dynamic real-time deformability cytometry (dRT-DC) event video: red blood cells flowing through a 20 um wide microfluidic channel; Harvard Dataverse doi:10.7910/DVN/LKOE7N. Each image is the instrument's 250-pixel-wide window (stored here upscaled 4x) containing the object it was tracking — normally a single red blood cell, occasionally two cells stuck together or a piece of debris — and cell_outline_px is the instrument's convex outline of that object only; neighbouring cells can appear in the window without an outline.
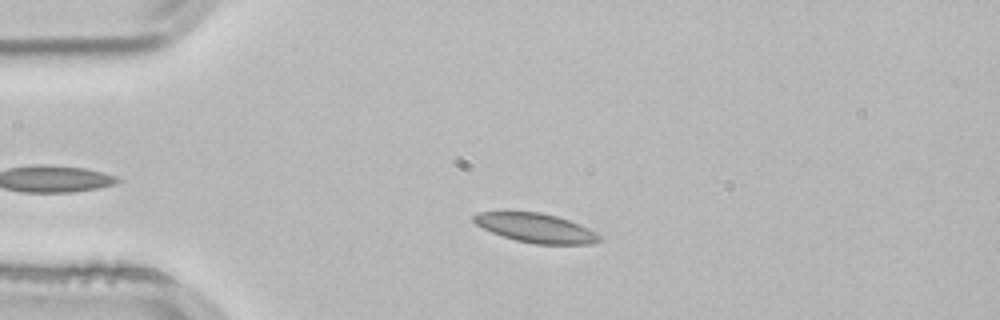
{"species": "common noctule bat (a hibernating species)", "species_latin": "Nyctalus noctula", "temperature_condition": "room temperature", "stored_images_in_passage": 41, "camera_frame_rate_fps": 3000, "um_per_image_px": 0.085, "animal": {"sex": "male", "body_mass_g": 21.5, "forearm_length_mm": 52.0}, "frame": {"image": 1, "passage_image": 6, "time_ms": 1.667, "image_size_px": [1000, 320], "cell_outline_px": [[604, 240], [588, 244], [536, 244], [516, 240], [492, 232], [476, 224], [472, 220], [472, 216], [480, 212], [540, 212], [556, 216], [580, 224], [596, 232]], "centroid_in_image_um": [45.58, 19.38], "position_along_channel_um": 39.4, "area_um2": 21.15}}
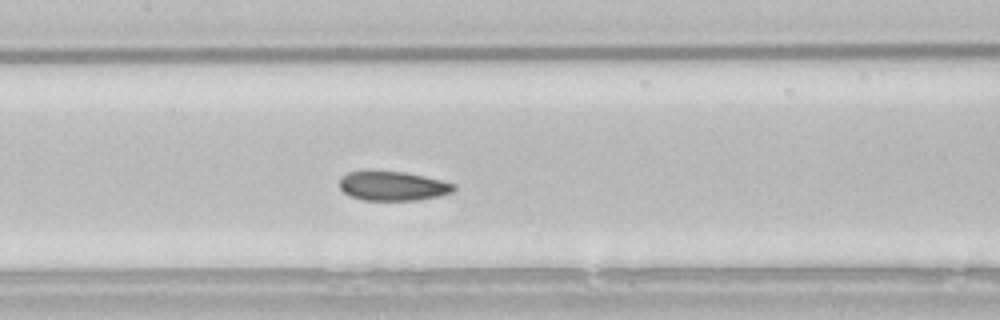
{"frame": {"image": 2, "passage_image": 19, "time_ms": 6.0, "image_size_px": [1000, 320], "cell_outline_px": [[456, 188], [452, 192], [440, 196], [420, 200], [364, 200], [352, 196], [344, 192], [340, 188], [340, 176], [348, 172], [368, 168], [372, 168], [404, 172], [424, 176], [456, 184]], "centroid_in_image_um": [33.35, 15.76], "position_along_channel_um": 174.0, "area_um2": 20.17}}
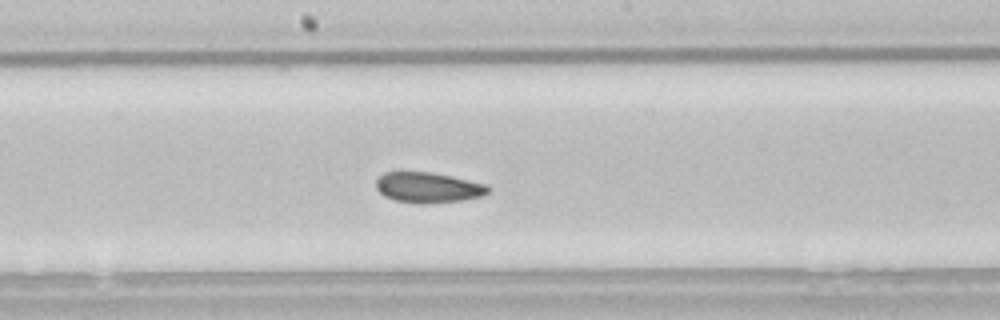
{"frame": {"image": 3, "passage_image": 22, "time_ms": 7.0, "image_size_px": [1000, 320], "cell_outline_px": [[492, 188], [488, 192], [480, 196], [464, 200], [420, 204], [416, 204], [396, 200], [384, 196], [376, 188], [376, 180], [384, 172], [428, 172], [452, 176], [488, 184]], "centroid_in_image_um": [36.41, 15.94], "position_along_channel_um": 211.8, "area_um2": 19.94}, "authors_computed_cell_mechanics": {"area_um2": 20.1722, "velocity_mm_per_s": 3.7915, "shape_relaxation_time_tau1_ms": 4.184, "shape_relaxation_time_tau2_ms": 1.9001, "deformation_change_tau1": 0.0806, "deformation_change_tau2": 0.0672}}